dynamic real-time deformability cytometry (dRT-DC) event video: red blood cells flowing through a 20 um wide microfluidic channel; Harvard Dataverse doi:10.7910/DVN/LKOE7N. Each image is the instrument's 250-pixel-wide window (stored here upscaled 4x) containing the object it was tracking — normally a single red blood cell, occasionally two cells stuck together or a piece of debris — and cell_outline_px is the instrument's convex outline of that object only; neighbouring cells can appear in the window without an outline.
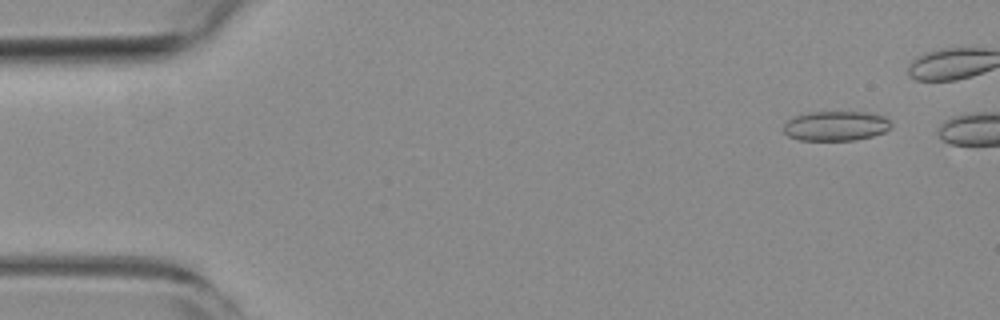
{"species": "common noctule bat (a hibernating species)", "species_latin": "Nyctalus noctula", "temperature_condition": "room temperature", "stored_images_in_passage": 43, "camera_frame_rate_fps": 3000, "um_per_image_px": 0.085, "animal": {"sex": "female", "body_mass_g": 19.3, "forearm_length_mm": 54.1}, "frame": {"image": 1, "passage_image": 4, "time_ms": 1.0, "image_size_px": [1000, 320], "cell_outline_px": [[892, 128], [884, 132], [872, 136], [852, 140], [800, 140], [788, 136], [784, 132], [784, 124], [788, 120], [796, 116], [812, 112], [864, 112], [884, 116], [892, 124]], "centroid_in_image_um": [71.06, 10.7], "position_along_channel_um": 13.9, "area_um2": 18.5}}
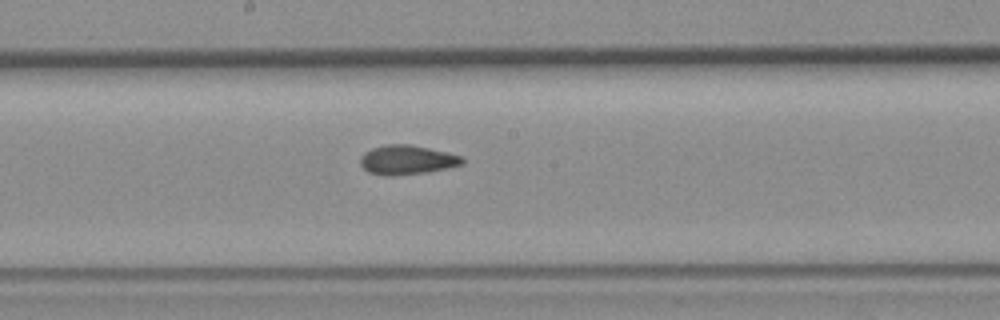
{"frame": {"image": 2, "passage_image": 28, "time_ms": 9.0, "image_size_px": [1000, 320], "cell_outline_px": [[464, 164], [448, 168], [428, 172], [392, 176], [384, 176], [368, 172], [360, 164], [360, 156], [364, 152], [372, 148], [384, 144], [408, 144], [448, 152], [464, 156]], "centroid_in_image_um": [34.6, 13.59], "position_along_channel_um": 213.6, "area_um2": 17.69}}
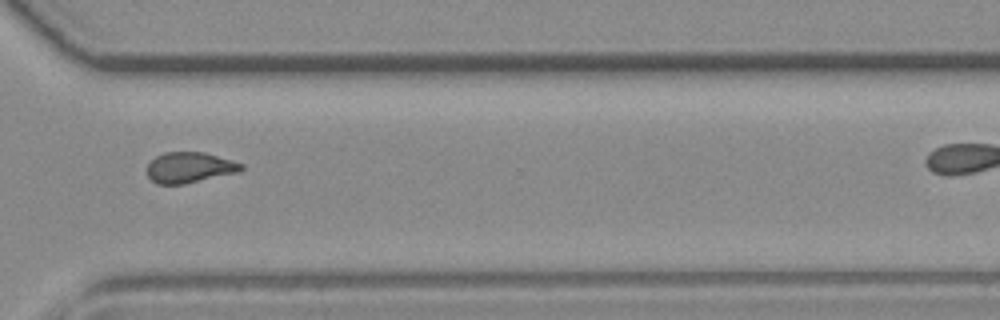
{"frame": {"image": 3, "passage_image": 39, "time_ms": 12.667, "image_size_px": [1000, 320], "cell_outline_px": [[244, 168], [240, 172], [184, 184], [156, 184], [148, 176], [148, 164], [156, 156], [164, 152], [204, 152], [232, 160], [244, 164]], "centroid_in_image_um": [16.14, 14.24], "position_along_channel_um": 354.5, "area_um2": 16.88}}